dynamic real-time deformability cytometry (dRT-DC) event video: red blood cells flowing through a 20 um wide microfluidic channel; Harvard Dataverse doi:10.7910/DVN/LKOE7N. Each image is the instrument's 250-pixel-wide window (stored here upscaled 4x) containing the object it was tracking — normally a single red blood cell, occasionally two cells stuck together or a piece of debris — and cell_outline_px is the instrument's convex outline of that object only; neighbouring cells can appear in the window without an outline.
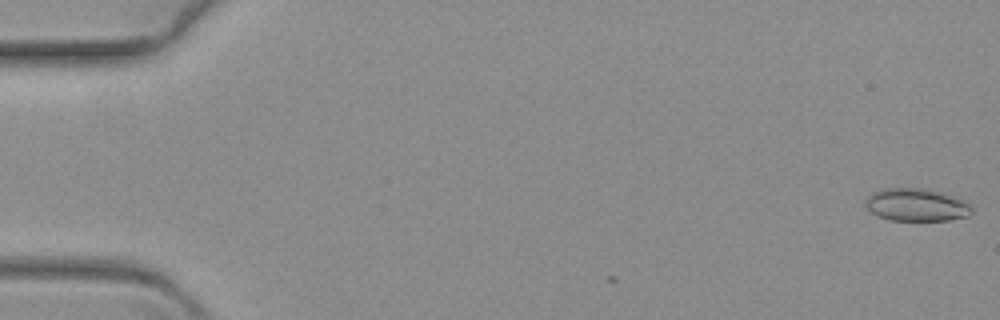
{"species": "common noctule bat (a hibernating species)", "species_latin": "Nyctalus noctula", "temperature_condition": "warm", "stored_images_in_passage": 6, "camera_frame_rate_fps": 3000, "um_per_image_px": 0.085, "animal": {"sex": "female", "body_mass_g": 19.3, "forearm_length_mm": 54.1}, "frame": {"image": 1, "passage_image": 1, "time_ms": 0.0, "image_size_px": [1000, 320], "cell_outline_px": [[972, 212], [968, 216], [948, 220], [888, 220], [876, 216], [864, 204], [864, 200], [872, 192], [880, 188], [920, 188], [968, 200], [972, 208]], "centroid_in_image_um": [77.87, 17.41], "position_along_channel_um": 7.1, "area_um2": 20.35}}